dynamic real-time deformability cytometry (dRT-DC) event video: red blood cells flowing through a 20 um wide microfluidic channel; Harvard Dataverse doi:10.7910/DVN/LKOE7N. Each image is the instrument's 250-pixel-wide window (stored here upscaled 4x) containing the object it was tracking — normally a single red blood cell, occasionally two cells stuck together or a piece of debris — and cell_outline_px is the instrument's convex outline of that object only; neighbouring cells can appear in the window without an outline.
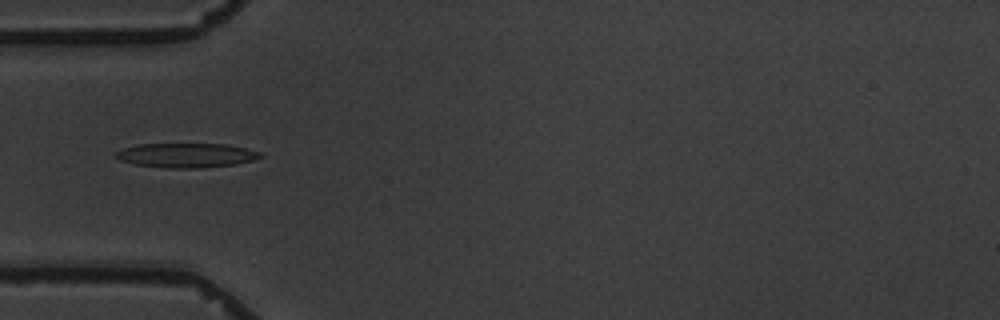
{"species": "common noctule bat (a hibernating species)", "species_latin": "Nyctalus noctula", "temperature_condition": "warm", "stored_images_in_passage": 14, "camera_frame_rate_fps": 3000, "um_per_image_px": 0.085, "animal": {"sex": "male", "body_mass_g": 19.5, "forearm_length_mm": 54.6}, "frame": {"image": 1, "passage_image": 4, "time_ms": 4.333, "image_size_px": [1000, 320], "cell_outline_px": [[264, 156], [252, 160], [236, 164], [200, 168], [168, 168], [136, 164], [120, 160], [112, 156], [116, 152], [124, 148], [140, 144], [224, 144], [264, 152]], "centroid_in_image_um": [15.86, 13.2], "position_along_channel_um": 69.1, "area_um2": 20.52}}
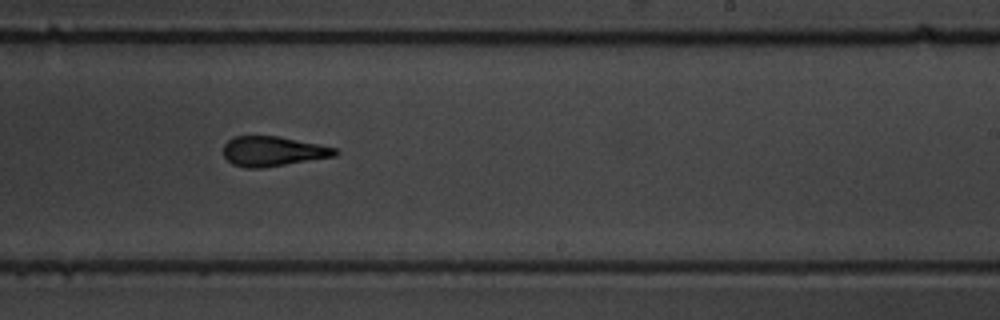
{"frame": {"image": 2, "passage_image": 9, "time_ms": 10.0, "image_size_px": [1000, 320], "cell_outline_px": [[340, 152], [336, 156], [260, 168], [244, 168], [232, 164], [224, 156], [224, 144], [228, 140], [236, 136], [276, 136], [320, 144], [336, 148]], "centroid_in_image_um": [23.2, 12.86], "position_along_channel_um": 265.8, "area_um2": 19.36}}
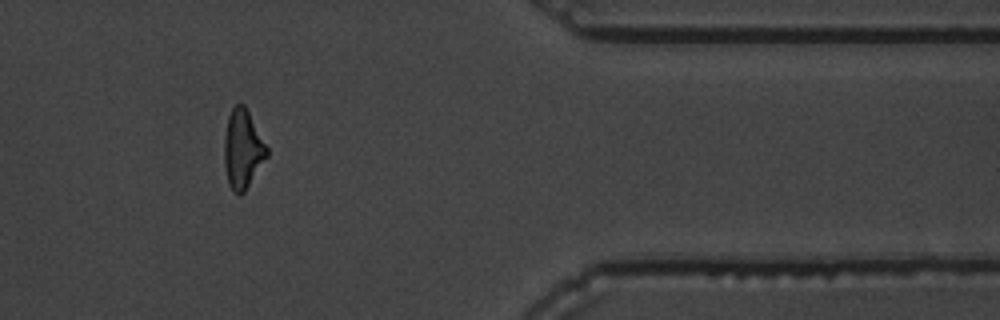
{"frame": {"image": 3, "passage_image": 12, "time_ms": 14.333, "image_size_px": [1000, 320], "cell_outline_px": [[268, 156], [244, 192], [240, 196], [232, 192], [228, 184], [224, 164], [224, 136], [228, 116], [232, 108], [236, 104], [244, 104], [268, 148]], "centroid_in_image_um": [20.61, 12.71], "position_along_channel_um": 390.8, "area_um2": 19.65}, "authors_computed_cell_mechanics": {"area_um2": 19.9699, "velocity_mm_per_s": 3.4652, "shape_relaxation_time_tau1_ms": 7.3001, "shape_relaxation_time_tau2_ms": 2.1285, "deformation_change_tau1": 0.1984, "deformation_change_tau2": 0.1087}}